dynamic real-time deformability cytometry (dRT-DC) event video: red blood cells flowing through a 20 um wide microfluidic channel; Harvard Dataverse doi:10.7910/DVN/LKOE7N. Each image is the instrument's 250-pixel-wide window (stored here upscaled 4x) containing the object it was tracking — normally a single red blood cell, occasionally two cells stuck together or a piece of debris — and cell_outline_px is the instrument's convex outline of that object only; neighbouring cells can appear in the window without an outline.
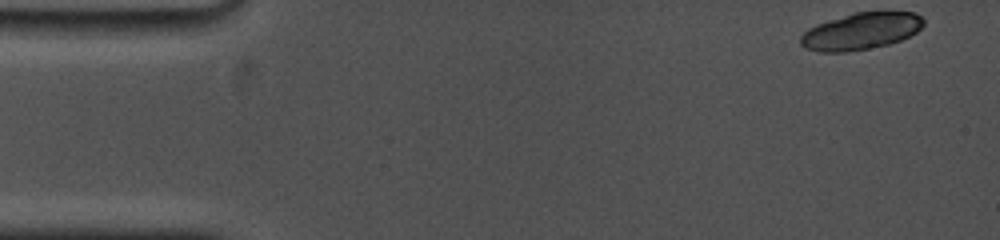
{"species": "common noctule bat (a hibernating species)", "species_latin": "Nyctalus noctula", "temperature_condition": "cold", "stored_images_in_passage": 11, "camera_frame_rate_fps": 5000, "um_per_image_px": 0.085, "animal": {"sex": "female", "body_mass_g": 19.0, "forearm_length_mm": 53.3}, "frame": {"image": 1, "passage_image": 1, "time_ms": 0.0, "image_size_px": [1000, 240], "cell_outline_px": [[924, 24], [916, 32], [900, 40], [888, 44], [868, 48], [844, 52], [820, 52], [804, 48], [800, 44], [800, 36], [808, 28], [816, 24], [856, 12], [916, 12], [924, 20]], "centroid_in_image_um": [73.15, 2.65], "position_along_channel_um": 11.8, "area_um2": 26.18}}
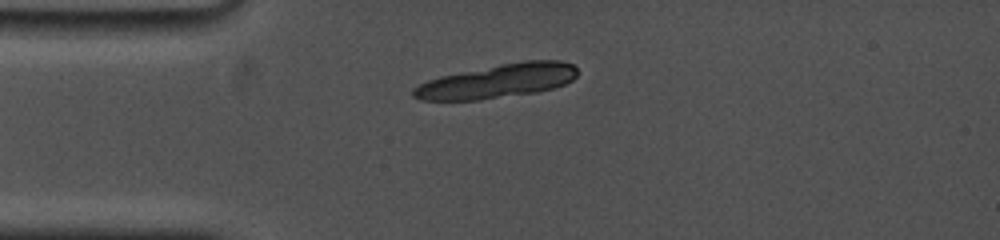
{"frame": {"image": 2, "passage_image": 11, "time_ms": 3.4, "image_size_px": [1000, 240], "cell_outline_px": [[576, 76], [572, 80], [564, 84], [552, 88], [536, 92], [480, 100], [420, 100], [412, 96], [412, 88], [428, 80], [440, 76], [500, 64], [524, 60], [560, 60], [572, 64], [576, 68]], "centroid_in_image_um": [42.27, 6.89], "position_along_channel_um": 42.7, "area_um2": 32.25}}